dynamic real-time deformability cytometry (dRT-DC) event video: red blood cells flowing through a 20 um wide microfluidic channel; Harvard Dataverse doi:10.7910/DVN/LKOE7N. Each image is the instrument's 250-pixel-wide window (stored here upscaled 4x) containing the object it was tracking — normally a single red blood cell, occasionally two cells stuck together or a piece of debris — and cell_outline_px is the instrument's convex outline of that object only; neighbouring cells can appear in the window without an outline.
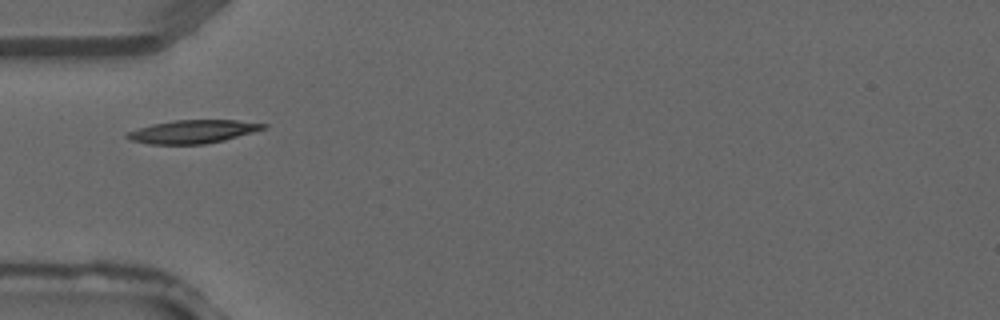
{"species": "common noctule bat (a hibernating species)", "species_latin": "Nyctalus noctula", "temperature_condition": "warm", "stored_images_in_passage": 3, "camera_frame_rate_fps": 3000, "um_per_image_px": 0.085, "animal": {"sex": "male", "forearm_length_mm": 52.5}, "frame": {"image": 1, "passage_image": 3, "time_ms": 0.667, "image_size_px": [1000, 320], "cell_outline_px": [[268, 128], [224, 140], [204, 144], [148, 144], [128, 140], [124, 136], [128, 132], [152, 124], [176, 120], [236, 120], [268, 124]], "centroid_in_image_um": [16.4, 11.19], "position_along_channel_um": 68.6, "area_um2": 18.44}}